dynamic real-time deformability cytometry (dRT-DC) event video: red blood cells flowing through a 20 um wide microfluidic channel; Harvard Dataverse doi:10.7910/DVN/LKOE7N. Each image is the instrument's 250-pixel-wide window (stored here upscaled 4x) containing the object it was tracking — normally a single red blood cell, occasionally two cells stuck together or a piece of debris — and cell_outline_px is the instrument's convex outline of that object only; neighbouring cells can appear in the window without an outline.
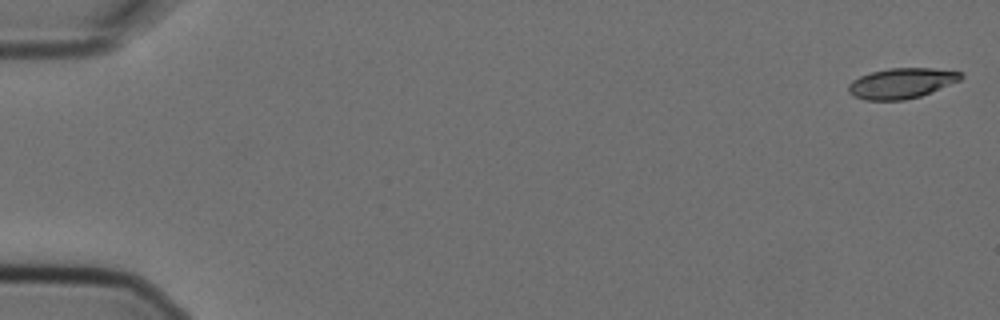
{"species": "Egyptian fruit bat (a non-hibernating species)", "species_latin": "Rousettus aegyptiacus", "temperature_condition": "cold", "stored_images_in_passage": 6, "camera_frame_rate_fps": 3000, "um_per_image_px": 0.085, "animal": {"sex": "female"}, "frame": {"image": 1, "passage_image": 1, "time_ms": 0.0, "image_size_px": [1000, 320], "cell_outline_px": [[964, 76], [960, 80], [920, 96], [904, 100], [864, 100], [848, 92], [848, 84], [852, 80], [860, 76], [872, 72], [888, 68], [932, 68], [960, 72]], "centroid_in_image_um": [76.6, 7.07], "position_along_channel_um": 8.4, "area_um2": 19.71}}
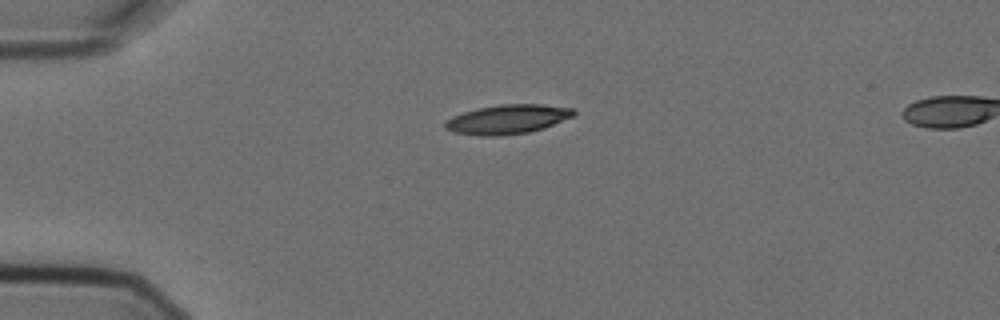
{"frame": {"image": 2, "passage_image": 4, "time_ms": 1.0, "image_size_px": [1000, 320], "cell_outline_px": [[576, 116], [544, 128], [528, 132], [496, 136], [476, 136], [452, 132], [444, 128], [444, 124], [452, 116], [464, 112], [480, 108], [500, 104], [544, 104], [576, 108]], "centroid_in_image_um": [43.19, 10.14], "position_along_channel_um": 41.8, "area_um2": 22.2}}